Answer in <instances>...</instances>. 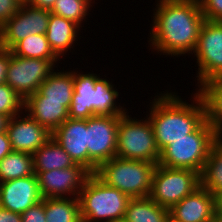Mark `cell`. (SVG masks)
I'll return each mask as SVG.
<instances>
[{
  "instance_id": "5bb4252c",
  "label": "cell",
  "mask_w": 222,
  "mask_h": 222,
  "mask_svg": "<svg viewBox=\"0 0 222 222\" xmlns=\"http://www.w3.org/2000/svg\"><path fill=\"white\" fill-rule=\"evenodd\" d=\"M6 132L12 151L29 154H34L52 137V133L46 127L24 112L8 119Z\"/></svg>"
},
{
  "instance_id": "f1b7e54d",
  "label": "cell",
  "mask_w": 222,
  "mask_h": 222,
  "mask_svg": "<svg viewBox=\"0 0 222 222\" xmlns=\"http://www.w3.org/2000/svg\"><path fill=\"white\" fill-rule=\"evenodd\" d=\"M24 111V99L6 82L0 84V114L12 118Z\"/></svg>"
},
{
  "instance_id": "f546056e",
  "label": "cell",
  "mask_w": 222,
  "mask_h": 222,
  "mask_svg": "<svg viewBox=\"0 0 222 222\" xmlns=\"http://www.w3.org/2000/svg\"><path fill=\"white\" fill-rule=\"evenodd\" d=\"M205 20L222 21V0H199Z\"/></svg>"
},
{
  "instance_id": "d6986e66",
  "label": "cell",
  "mask_w": 222,
  "mask_h": 222,
  "mask_svg": "<svg viewBox=\"0 0 222 222\" xmlns=\"http://www.w3.org/2000/svg\"><path fill=\"white\" fill-rule=\"evenodd\" d=\"M80 29L81 28L73 21L50 12L45 35L50 48L60 60L77 44L76 41H78L77 38H79L78 34Z\"/></svg>"
},
{
  "instance_id": "5b68a950",
  "label": "cell",
  "mask_w": 222,
  "mask_h": 222,
  "mask_svg": "<svg viewBox=\"0 0 222 222\" xmlns=\"http://www.w3.org/2000/svg\"><path fill=\"white\" fill-rule=\"evenodd\" d=\"M130 197L107 185L95 173L89 175L79 194L82 222L124 219Z\"/></svg>"
},
{
  "instance_id": "e0dca14e",
  "label": "cell",
  "mask_w": 222,
  "mask_h": 222,
  "mask_svg": "<svg viewBox=\"0 0 222 222\" xmlns=\"http://www.w3.org/2000/svg\"><path fill=\"white\" fill-rule=\"evenodd\" d=\"M52 138L75 164L88 170L87 119L68 118L52 133Z\"/></svg>"
},
{
  "instance_id": "4fadbf2b",
  "label": "cell",
  "mask_w": 222,
  "mask_h": 222,
  "mask_svg": "<svg viewBox=\"0 0 222 222\" xmlns=\"http://www.w3.org/2000/svg\"><path fill=\"white\" fill-rule=\"evenodd\" d=\"M90 174L84 167H67L39 172L36 176L43 198H79Z\"/></svg>"
},
{
  "instance_id": "9c48e42d",
  "label": "cell",
  "mask_w": 222,
  "mask_h": 222,
  "mask_svg": "<svg viewBox=\"0 0 222 222\" xmlns=\"http://www.w3.org/2000/svg\"><path fill=\"white\" fill-rule=\"evenodd\" d=\"M122 115H94L87 119L88 171L96 173L105 161L116 157L117 128Z\"/></svg>"
},
{
  "instance_id": "8fae6325",
  "label": "cell",
  "mask_w": 222,
  "mask_h": 222,
  "mask_svg": "<svg viewBox=\"0 0 222 222\" xmlns=\"http://www.w3.org/2000/svg\"><path fill=\"white\" fill-rule=\"evenodd\" d=\"M55 65L51 60L16 56L9 50L6 83L25 100L38 91L57 68Z\"/></svg>"
},
{
  "instance_id": "60d3db41",
  "label": "cell",
  "mask_w": 222,
  "mask_h": 222,
  "mask_svg": "<svg viewBox=\"0 0 222 222\" xmlns=\"http://www.w3.org/2000/svg\"><path fill=\"white\" fill-rule=\"evenodd\" d=\"M168 222H177V221H175L171 217H169Z\"/></svg>"
},
{
  "instance_id": "52a82bcc",
  "label": "cell",
  "mask_w": 222,
  "mask_h": 222,
  "mask_svg": "<svg viewBox=\"0 0 222 222\" xmlns=\"http://www.w3.org/2000/svg\"><path fill=\"white\" fill-rule=\"evenodd\" d=\"M130 116L126 111L119 119L116 157L158 164L160 150L148 116L145 120Z\"/></svg>"
},
{
  "instance_id": "9a60e30c",
  "label": "cell",
  "mask_w": 222,
  "mask_h": 222,
  "mask_svg": "<svg viewBox=\"0 0 222 222\" xmlns=\"http://www.w3.org/2000/svg\"><path fill=\"white\" fill-rule=\"evenodd\" d=\"M42 199L35 174L0 182V206L14 213L22 214Z\"/></svg>"
},
{
  "instance_id": "7a4b0ae2",
  "label": "cell",
  "mask_w": 222,
  "mask_h": 222,
  "mask_svg": "<svg viewBox=\"0 0 222 222\" xmlns=\"http://www.w3.org/2000/svg\"><path fill=\"white\" fill-rule=\"evenodd\" d=\"M171 92L155 95L147 115L160 151L174 140L194 132L207 119L205 102L198 91L192 93L194 100L191 104Z\"/></svg>"
},
{
  "instance_id": "ba28073f",
  "label": "cell",
  "mask_w": 222,
  "mask_h": 222,
  "mask_svg": "<svg viewBox=\"0 0 222 222\" xmlns=\"http://www.w3.org/2000/svg\"><path fill=\"white\" fill-rule=\"evenodd\" d=\"M200 185V174L196 171L157 164L152 176L149 197L158 205L170 210Z\"/></svg>"
},
{
  "instance_id": "30bf717a",
  "label": "cell",
  "mask_w": 222,
  "mask_h": 222,
  "mask_svg": "<svg viewBox=\"0 0 222 222\" xmlns=\"http://www.w3.org/2000/svg\"><path fill=\"white\" fill-rule=\"evenodd\" d=\"M193 53L197 58L198 88L208 80L222 77V21L203 22Z\"/></svg>"
},
{
  "instance_id": "d4e9b609",
  "label": "cell",
  "mask_w": 222,
  "mask_h": 222,
  "mask_svg": "<svg viewBox=\"0 0 222 222\" xmlns=\"http://www.w3.org/2000/svg\"><path fill=\"white\" fill-rule=\"evenodd\" d=\"M46 222H82L79 198H44Z\"/></svg>"
},
{
  "instance_id": "6da1fadb",
  "label": "cell",
  "mask_w": 222,
  "mask_h": 222,
  "mask_svg": "<svg viewBox=\"0 0 222 222\" xmlns=\"http://www.w3.org/2000/svg\"><path fill=\"white\" fill-rule=\"evenodd\" d=\"M156 4L148 38L152 51L173 57L192 54L205 21L199 0H157Z\"/></svg>"
},
{
  "instance_id": "4316f807",
  "label": "cell",
  "mask_w": 222,
  "mask_h": 222,
  "mask_svg": "<svg viewBox=\"0 0 222 222\" xmlns=\"http://www.w3.org/2000/svg\"><path fill=\"white\" fill-rule=\"evenodd\" d=\"M34 173L33 154L11 151L0 161V182L31 176Z\"/></svg>"
},
{
  "instance_id": "44dd1931",
  "label": "cell",
  "mask_w": 222,
  "mask_h": 222,
  "mask_svg": "<svg viewBox=\"0 0 222 222\" xmlns=\"http://www.w3.org/2000/svg\"><path fill=\"white\" fill-rule=\"evenodd\" d=\"M34 173L67 167H83L75 164L65 150L51 137L33 154Z\"/></svg>"
},
{
  "instance_id": "cb8c5ba5",
  "label": "cell",
  "mask_w": 222,
  "mask_h": 222,
  "mask_svg": "<svg viewBox=\"0 0 222 222\" xmlns=\"http://www.w3.org/2000/svg\"><path fill=\"white\" fill-rule=\"evenodd\" d=\"M200 179L212 195L222 192V135L213 143Z\"/></svg>"
},
{
  "instance_id": "4dcf8cb0",
  "label": "cell",
  "mask_w": 222,
  "mask_h": 222,
  "mask_svg": "<svg viewBox=\"0 0 222 222\" xmlns=\"http://www.w3.org/2000/svg\"><path fill=\"white\" fill-rule=\"evenodd\" d=\"M23 0H0V28L15 15Z\"/></svg>"
},
{
  "instance_id": "484cf974",
  "label": "cell",
  "mask_w": 222,
  "mask_h": 222,
  "mask_svg": "<svg viewBox=\"0 0 222 222\" xmlns=\"http://www.w3.org/2000/svg\"><path fill=\"white\" fill-rule=\"evenodd\" d=\"M10 51L23 58L51 60L54 64L61 61L50 48L45 34L28 35L18 41Z\"/></svg>"
},
{
  "instance_id": "836d02e7",
  "label": "cell",
  "mask_w": 222,
  "mask_h": 222,
  "mask_svg": "<svg viewBox=\"0 0 222 222\" xmlns=\"http://www.w3.org/2000/svg\"><path fill=\"white\" fill-rule=\"evenodd\" d=\"M12 151L8 134L5 131L0 132V161Z\"/></svg>"
},
{
  "instance_id": "3957f363",
  "label": "cell",
  "mask_w": 222,
  "mask_h": 222,
  "mask_svg": "<svg viewBox=\"0 0 222 222\" xmlns=\"http://www.w3.org/2000/svg\"><path fill=\"white\" fill-rule=\"evenodd\" d=\"M74 69V92L69 108L70 119H88L94 115H123L127 110L116 104L119 92L112 82L93 72ZM115 88V89H114Z\"/></svg>"
},
{
  "instance_id": "d590c367",
  "label": "cell",
  "mask_w": 222,
  "mask_h": 222,
  "mask_svg": "<svg viewBox=\"0 0 222 222\" xmlns=\"http://www.w3.org/2000/svg\"><path fill=\"white\" fill-rule=\"evenodd\" d=\"M25 2L35 7L51 10L56 0H25Z\"/></svg>"
},
{
  "instance_id": "603a6c76",
  "label": "cell",
  "mask_w": 222,
  "mask_h": 222,
  "mask_svg": "<svg viewBox=\"0 0 222 222\" xmlns=\"http://www.w3.org/2000/svg\"><path fill=\"white\" fill-rule=\"evenodd\" d=\"M196 89L205 102L207 120L222 135V77L208 80Z\"/></svg>"
},
{
  "instance_id": "74e56055",
  "label": "cell",
  "mask_w": 222,
  "mask_h": 222,
  "mask_svg": "<svg viewBox=\"0 0 222 222\" xmlns=\"http://www.w3.org/2000/svg\"><path fill=\"white\" fill-rule=\"evenodd\" d=\"M8 119L9 118L7 116L0 114V132L6 130Z\"/></svg>"
},
{
  "instance_id": "83f0119b",
  "label": "cell",
  "mask_w": 222,
  "mask_h": 222,
  "mask_svg": "<svg viewBox=\"0 0 222 222\" xmlns=\"http://www.w3.org/2000/svg\"><path fill=\"white\" fill-rule=\"evenodd\" d=\"M93 3L95 4V0H56L50 12L71 20L82 28Z\"/></svg>"
},
{
  "instance_id": "1f68e13d",
  "label": "cell",
  "mask_w": 222,
  "mask_h": 222,
  "mask_svg": "<svg viewBox=\"0 0 222 222\" xmlns=\"http://www.w3.org/2000/svg\"><path fill=\"white\" fill-rule=\"evenodd\" d=\"M22 222H46L44 198L21 214Z\"/></svg>"
},
{
  "instance_id": "8d00e7d4",
  "label": "cell",
  "mask_w": 222,
  "mask_h": 222,
  "mask_svg": "<svg viewBox=\"0 0 222 222\" xmlns=\"http://www.w3.org/2000/svg\"><path fill=\"white\" fill-rule=\"evenodd\" d=\"M216 215L222 217V192L215 195Z\"/></svg>"
},
{
  "instance_id": "7c38bea8",
  "label": "cell",
  "mask_w": 222,
  "mask_h": 222,
  "mask_svg": "<svg viewBox=\"0 0 222 222\" xmlns=\"http://www.w3.org/2000/svg\"><path fill=\"white\" fill-rule=\"evenodd\" d=\"M49 18L50 10L24 1L18 12L0 28V47L10 50L28 35L46 34Z\"/></svg>"
},
{
  "instance_id": "ffe728a7",
  "label": "cell",
  "mask_w": 222,
  "mask_h": 222,
  "mask_svg": "<svg viewBox=\"0 0 222 222\" xmlns=\"http://www.w3.org/2000/svg\"><path fill=\"white\" fill-rule=\"evenodd\" d=\"M44 101L64 102L69 110L74 92V71L56 70L39 86Z\"/></svg>"
},
{
  "instance_id": "ab89813d",
  "label": "cell",
  "mask_w": 222,
  "mask_h": 222,
  "mask_svg": "<svg viewBox=\"0 0 222 222\" xmlns=\"http://www.w3.org/2000/svg\"><path fill=\"white\" fill-rule=\"evenodd\" d=\"M112 222H127L125 219H120V220H115V221H112Z\"/></svg>"
},
{
  "instance_id": "2e32d148",
  "label": "cell",
  "mask_w": 222,
  "mask_h": 222,
  "mask_svg": "<svg viewBox=\"0 0 222 222\" xmlns=\"http://www.w3.org/2000/svg\"><path fill=\"white\" fill-rule=\"evenodd\" d=\"M169 211L177 222H212L216 214L215 195L200 185Z\"/></svg>"
},
{
  "instance_id": "d6a6232c",
  "label": "cell",
  "mask_w": 222,
  "mask_h": 222,
  "mask_svg": "<svg viewBox=\"0 0 222 222\" xmlns=\"http://www.w3.org/2000/svg\"><path fill=\"white\" fill-rule=\"evenodd\" d=\"M8 64H9V50L0 47V84L6 82Z\"/></svg>"
},
{
  "instance_id": "7402d4cb",
  "label": "cell",
  "mask_w": 222,
  "mask_h": 222,
  "mask_svg": "<svg viewBox=\"0 0 222 222\" xmlns=\"http://www.w3.org/2000/svg\"><path fill=\"white\" fill-rule=\"evenodd\" d=\"M169 209L158 205L149 196L130 198L124 219L127 222H168Z\"/></svg>"
},
{
  "instance_id": "f35d334b",
  "label": "cell",
  "mask_w": 222,
  "mask_h": 222,
  "mask_svg": "<svg viewBox=\"0 0 222 222\" xmlns=\"http://www.w3.org/2000/svg\"><path fill=\"white\" fill-rule=\"evenodd\" d=\"M212 222H222V217L215 214L214 219L212 220Z\"/></svg>"
},
{
  "instance_id": "8992f818",
  "label": "cell",
  "mask_w": 222,
  "mask_h": 222,
  "mask_svg": "<svg viewBox=\"0 0 222 222\" xmlns=\"http://www.w3.org/2000/svg\"><path fill=\"white\" fill-rule=\"evenodd\" d=\"M157 164L141 160L113 157L103 162L96 175L107 185L117 188L130 198L147 197Z\"/></svg>"
},
{
  "instance_id": "e575fe53",
  "label": "cell",
  "mask_w": 222,
  "mask_h": 222,
  "mask_svg": "<svg viewBox=\"0 0 222 222\" xmlns=\"http://www.w3.org/2000/svg\"><path fill=\"white\" fill-rule=\"evenodd\" d=\"M0 222H22L21 214L14 213L0 206Z\"/></svg>"
},
{
  "instance_id": "ac0fdd59",
  "label": "cell",
  "mask_w": 222,
  "mask_h": 222,
  "mask_svg": "<svg viewBox=\"0 0 222 222\" xmlns=\"http://www.w3.org/2000/svg\"><path fill=\"white\" fill-rule=\"evenodd\" d=\"M24 113L53 133L69 118V110L64 102L44 101L38 91L24 100Z\"/></svg>"
},
{
  "instance_id": "277c9868",
  "label": "cell",
  "mask_w": 222,
  "mask_h": 222,
  "mask_svg": "<svg viewBox=\"0 0 222 222\" xmlns=\"http://www.w3.org/2000/svg\"><path fill=\"white\" fill-rule=\"evenodd\" d=\"M220 134L206 119L194 132L174 140L160 151L159 165L202 174L213 143Z\"/></svg>"
}]
</instances>
